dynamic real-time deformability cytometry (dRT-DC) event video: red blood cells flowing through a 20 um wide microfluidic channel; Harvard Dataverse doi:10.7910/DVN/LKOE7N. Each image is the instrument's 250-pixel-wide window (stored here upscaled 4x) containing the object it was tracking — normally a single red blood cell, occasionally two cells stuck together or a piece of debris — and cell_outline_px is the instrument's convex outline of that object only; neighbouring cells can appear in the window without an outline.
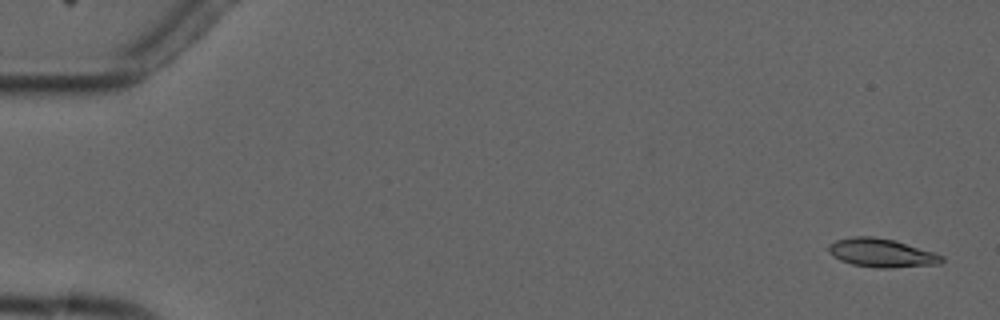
{"species": "common noctule bat (a hibernating species)", "species_latin": "Nyctalus noctula", "temperature_condition": "cold", "stored_images_in_passage": 6, "camera_frame_rate_fps": 3000, "um_per_image_px": 0.085, "animal": {"sex": "male", "forearm_length_mm": 52.5}, "frame": {"image": 1, "passage_image": 1, "time_ms": 0.0, "image_size_px": [1000, 320], "cell_outline_px": [[944, 260], [940, 264], [888, 268], [876, 268], [852, 264], [840, 260], [832, 256], [828, 252], [828, 248], [836, 240], [856, 236], [872, 236], [896, 240], [944, 256]], "centroid_in_image_um": [74.94, 21.5], "position_along_channel_um": 10.1, "area_um2": 18.79}}